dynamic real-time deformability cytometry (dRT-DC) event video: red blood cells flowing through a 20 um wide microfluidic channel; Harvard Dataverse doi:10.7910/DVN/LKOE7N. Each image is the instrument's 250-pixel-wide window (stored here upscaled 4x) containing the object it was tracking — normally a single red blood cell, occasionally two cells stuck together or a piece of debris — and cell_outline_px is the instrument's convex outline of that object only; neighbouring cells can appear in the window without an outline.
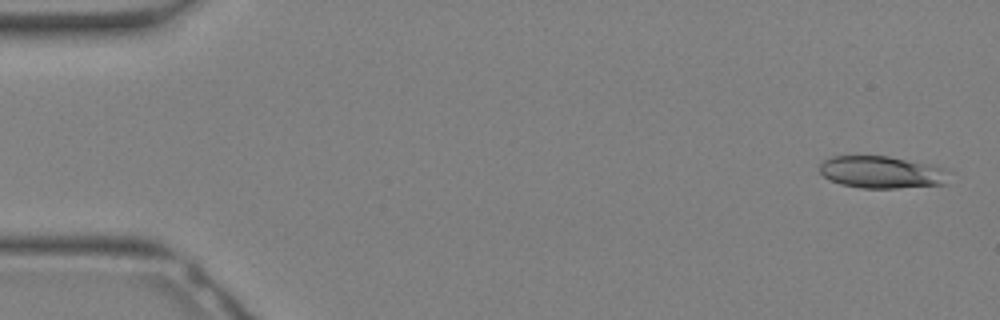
{"species": "Egyptian fruit bat (a non-hibernating species)", "species_latin": "Rousettus aegyptiacus", "temperature_condition": "warm", "stored_images_in_passage": 31, "camera_frame_rate_fps": 3000, "um_per_image_px": 0.085, "animal": {"sex": "female"}, "frame": {"image": 1, "passage_image": 1, "time_ms": 0.0, "image_size_px": [1000, 320], "cell_outline_px": [[944, 184], [896, 188], [860, 188], [840, 184], [824, 176], [820, 172], [820, 164], [824, 160], [832, 156], [888, 156], [928, 164], [940, 168]], "centroid_in_image_um": [74.78, 14.63], "position_along_channel_um": 10.2, "area_um2": 23.47}}
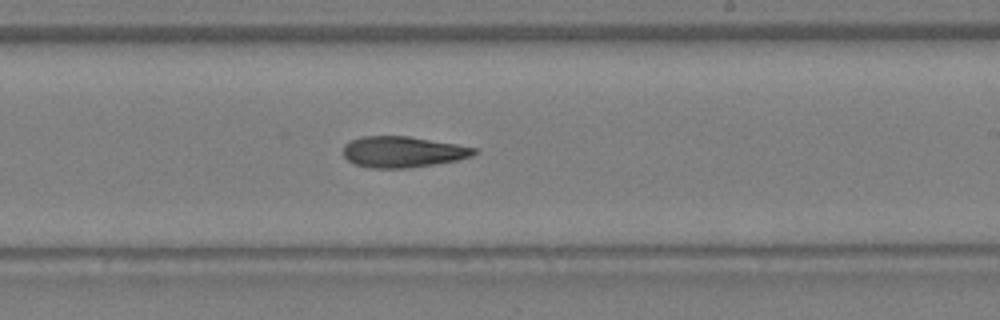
{"frame": {"image": 2, "passage_image": 19, "time_ms": 6.0, "image_size_px": [1000, 320], "cell_outline_px": [[476, 152], [472, 156], [456, 160], [436, 164], [408, 168], [372, 168], [356, 164], [348, 160], [344, 156], [344, 144], [360, 136], [408, 136], [456, 144], [476, 148]], "centroid_in_image_um": [34.22, 12.91], "position_along_channel_um": 254.8, "area_um2": 23.52}}
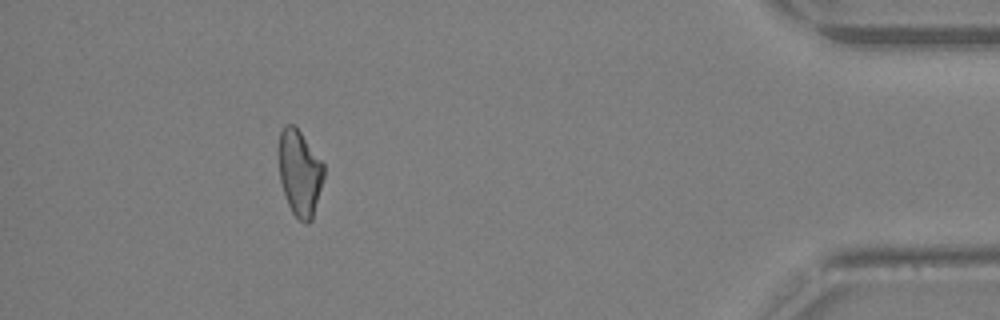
{"frame": {"image": 3, "passage_image": 29, "time_ms": 9.333, "image_size_px": [1000, 320], "cell_outline_px": [[324, 180], [312, 220], [308, 224], [304, 224], [292, 212], [288, 204], [280, 180], [280, 132], [284, 124], [292, 124], [300, 132], [324, 164]], "centroid_in_image_um": [25.5, 14.74], "position_along_channel_um": 409.7, "area_um2": 22.31}}